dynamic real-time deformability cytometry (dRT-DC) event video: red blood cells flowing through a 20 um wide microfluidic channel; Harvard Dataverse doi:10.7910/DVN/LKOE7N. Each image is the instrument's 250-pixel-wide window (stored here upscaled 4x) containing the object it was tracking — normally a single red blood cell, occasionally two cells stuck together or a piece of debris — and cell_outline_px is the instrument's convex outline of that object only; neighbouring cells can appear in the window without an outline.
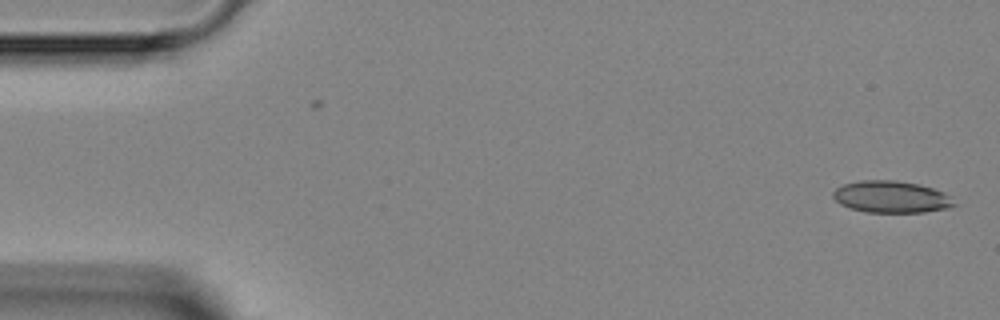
{"species": "Egyptian fruit bat (a non-hibernating species)", "species_latin": "Rousettus aegyptiacus", "temperature_condition": "room temperature", "stored_images_in_passage": 4, "camera_frame_rate_fps": 3000, "um_per_image_px": 0.085, "animal": {"sex": "female"}, "frame": {"image": 1, "passage_image": 1, "time_ms": 0.0, "image_size_px": [1000, 320], "cell_outline_px": [[956, 204], [948, 208], [924, 212], [864, 212], [840, 204], [832, 196], [832, 192], [836, 188], [844, 184], [860, 180], [896, 180], [920, 184], [944, 192], [952, 196]], "centroid_in_image_um": [75.77, 16.73], "position_along_channel_um": 9.2, "area_um2": 22.6}}